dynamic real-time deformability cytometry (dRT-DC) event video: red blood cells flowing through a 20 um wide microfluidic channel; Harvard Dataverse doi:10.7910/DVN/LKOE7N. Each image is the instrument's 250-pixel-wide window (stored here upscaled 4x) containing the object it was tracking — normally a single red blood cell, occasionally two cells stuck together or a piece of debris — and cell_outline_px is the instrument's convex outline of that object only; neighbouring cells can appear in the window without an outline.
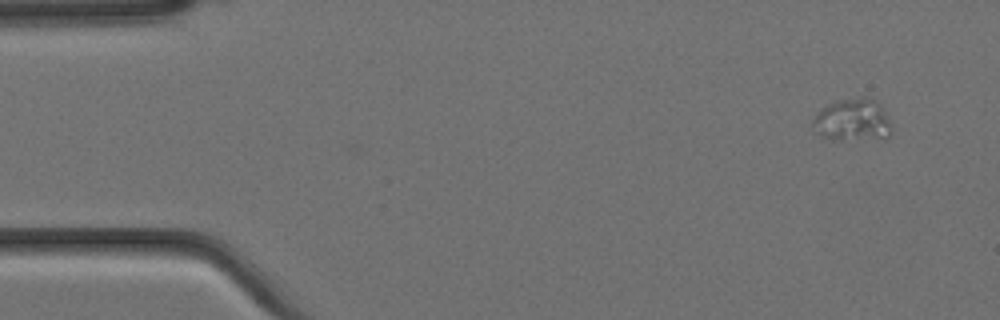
{"species": "Egyptian fruit bat (a non-hibernating species)", "species_latin": "Rousettus aegyptiacus", "temperature_condition": "cold", "stored_images_in_passage": 2, "camera_frame_rate_fps": 3000, "um_per_image_px": 0.085, "animal": {"sex": "female"}, "frame": {"image": 1, "passage_image": 2, "time_ms": 0.333, "image_size_px": [1000, 320], "cell_outline_px": [[892, 128], [888, 136], [840, 140], [824, 136], [816, 132], [812, 124], [812, 120], [824, 108], [836, 100], [860, 96], [872, 96], [880, 104]], "centroid_in_image_um": [72.48, 10.15], "position_along_channel_um": 12.5, "area_um2": 19.02}}